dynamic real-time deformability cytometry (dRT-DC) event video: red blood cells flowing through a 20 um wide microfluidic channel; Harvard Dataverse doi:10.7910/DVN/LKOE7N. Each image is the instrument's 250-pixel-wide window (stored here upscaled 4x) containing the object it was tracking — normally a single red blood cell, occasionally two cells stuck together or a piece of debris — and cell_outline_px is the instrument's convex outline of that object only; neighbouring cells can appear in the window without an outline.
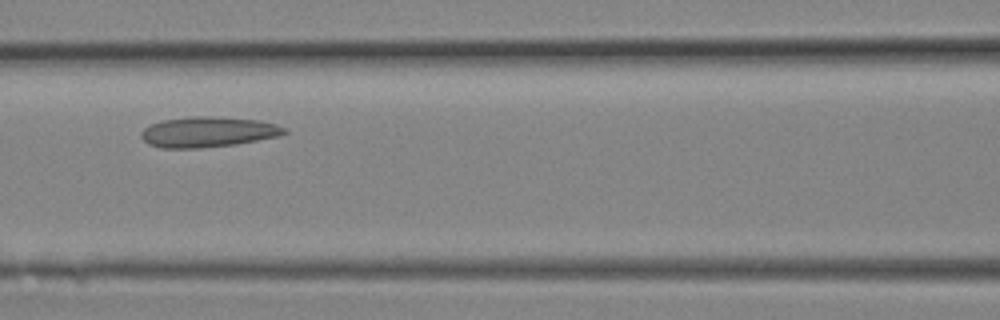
{"species": "Egyptian fruit bat (a non-hibernating species)", "species_latin": "Rousettus aegyptiacus", "temperature_condition": "room temperature", "stored_images_in_passage": 6, "camera_frame_rate_fps": 3000, "um_per_image_px": 0.085, "animal": {"sex": "female"}, "frame": {"image": 1, "passage_image": 5, "time_ms": 1.333, "image_size_px": [1000, 320], "cell_outline_px": [[288, 132], [280, 136], [236, 144], [200, 148], [160, 148], [148, 144], [140, 136], [140, 132], [144, 128], [160, 120], [196, 116], [204, 116], [260, 120], [276, 124], [284, 128]], "centroid_in_image_um": [17.66, 11.22], "position_along_channel_um": 148.9, "area_um2": 25.37}}
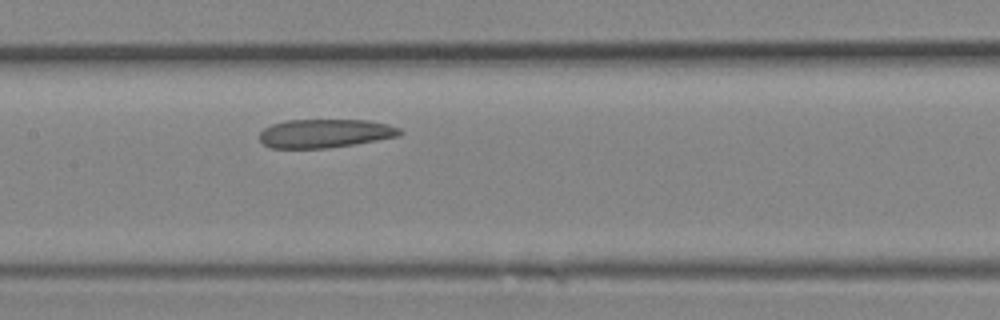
{"frame": {"image": 2, "passage_image": 6, "time_ms": 1.667, "image_size_px": [1000, 320], "cell_outline_px": [[404, 132], [400, 136], [356, 144], [328, 148], [272, 148], [264, 144], [260, 140], [260, 132], [264, 128], [272, 124], [288, 120], [368, 120], [388, 124], [400, 128]], "centroid_in_image_um": [27.67, 11.34], "position_along_channel_um": 179.7, "area_um2": 23.52}}